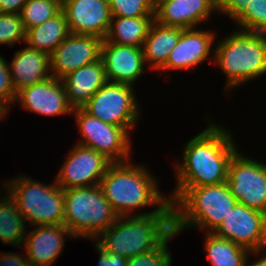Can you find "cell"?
Masks as SVG:
<instances>
[{"label":"cell","mask_w":266,"mask_h":266,"mask_svg":"<svg viewBox=\"0 0 266 266\" xmlns=\"http://www.w3.org/2000/svg\"><path fill=\"white\" fill-rule=\"evenodd\" d=\"M56 176V184L64 190L99 185L113 163L92 148L76 144L68 153Z\"/></svg>","instance_id":"obj_11"},{"label":"cell","mask_w":266,"mask_h":266,"mask_svg":"<svg viewBox=\"0 0 266 266\" xmlns=\"http://www.w3.org/2000/svg\"><path fill=\"white\" fill-rule=\"evenodd\" d=\"M214 39L215 34L209 30L183 29L177 45L172 49L166 64L159 71L186 70L197 67L214 51L211 49Z\"/></svg>","instance_id":"obj_17"},{"label":"cell","mask_w":266,"mask_h":266,"mask_svg":"<svg viewBox=\"0 0 266 266\" xmlns=\"http://www.w3.org/2000/svg\"><path fill=\"white\" fill-rule=\"evenodd\" d=\"M169 199L173 204L174 231L186 228L213 233L238 203L227 182L191 188H175Z\"/></svg>","instance_id":"obj_4"},{"label":"cell","mask_w":266,"mask_h":266,"mask_svg":"<svg viewBox=\"0 0 266 266\" xmlns=\"http://www.w3.org/2000/svg\"><path fill=\"white\" fill-rule=\"evenodd\" d=\"M227 184L239 203L266 214V164L237 151L228 167Z\"/></svg>","instance_id":"obj_10"},{"label":"cell","mask_w":266,"mask_h":266,"mask_svg":"<svg viewBox=\"0 0 266 266\" xmlns=\"http://www.w3.org/2000/svg\"><path fill=\"white\" fill-rule=\"evenodd\" d=\"M250 0H215L217 12L226 14L236 21L246 10Z\"/></svg>","instance_id":"obj_33"},{"label":"cell","mask_w":266,"mask_h":266,"mask_svg":"<svg viewBox=\"0 0 266 266\" xmlns=\"http://www.w3.org/2000/svg\"><path fill=\"white\" fill-rule=\"evenodd\" d=\"M1 198L0 241L7 245L22 246L27 232L24 217L7 192Z\"/></svg>","instance_id":"obj_26"},{"label":"cell","mask_w":266,"mask_h":266,"mask_svg":"<svg viewBox=\"0 0 266 266\" xmlns=\"http://www.w3.org/2000/svg\"><path fill=\"white\" fill-rule=\"evenodd\" d=\"M217 12L215 0H161L155 5L154 20L164 26L195 28Z\"/></svg>","instance_id":"obj_18"},{"label":"cell","mask_w":266,"mask_h":266,"mask_svg":"<svg viewBox=\"0 0 266 266\" xmlns=\"http://www.w3.org/2000/svg\"><path fill=\"white\" fill-rule=\"evenodd\" d=\"M185 144L183 162L176 163V188H191L227 182L228 167L238 151L231 133L216 123Z\"/></svg>","instance_id":"obj_1"},{"label":"cell","mask_w":266,"mask_h":266,"mask_svg":"<svg viewBox=\"0 0 266 266\" xmlns=\"http://www.w3.org/2000/svg\"><path fill=\"white\" fill-rule=\"evenodd\" d=\"M248 260L247 259V262H246V265L245 266H266V256L264 254V256H261V259H259L258 261L252 263V264H248Z\"/></svg>","instance_id":"obj_38"},{"label":"cell","mask_w":266,"mask_h":266,"mask_svg":"<svg viewBox=\"0 0 266 266\" xmlns=\"http://www.w3.org/2000/svg\"><path fill=\"white\" fill-rule=\"evenodd\" d=\"M160 1H161V0H151V2H152L154 5L158 4Z\"/></svg>","instance_id":"obj_39"},{"label":"cell","mask_w":266,"mask_h":266,"mask_svg":"<svg viewBox=\"0 0 266 266\" xmlns=\"http://www.w3.org/2000/svg\"><path fill=\"white\" fill-rule=\"evenodd\" d=\"M108 82L133 86L146 66L142 47L119 45L107 42L101 44V56Z\"/></svg>","instance_id":"obj_16"},{"label":"cell","mask_w":266,"mask_h":266,"mask_svg":"<svg viewBox=\"0 0 266 266\" xmlns=\"http://www.w3.org/2000/svg\"><path fill=\"white\" fill-rule=\"evenodd\" d=\"M150 173L143 165L129 161L110 165L99 186L119 217L132 216L133 210L145 206L173 207Z\"/></svg>","instance_id":"obj_3"},{"label":"cell","mask_w":266,"mask_h":266,"mask_svg":"<svg viewBox=\"0 0 266 266\" xmlns=\"http://www.w3.org/2000/svg\"><path fill=\"white\" fill-rule=\"evenodd\" d=\"M28 0H0V13L20 14Z\"/></svg>","instance_id":"obj_36"},{"label":"cell","mask_w":266,"mask_h":266,"mask_svg":"<svg viewBox=\"0 0 266 266\" xmlns=\"http://www.w3.org/2000/svg\"><path fill=\"white\" fill-rule=\"evenodd\" d=\"M133 215L119 217L94 241L107 252L129 259L158 248L174 232L173 207Z\"/></svg>","instance_id":"obj_2"},{"label":"cell","mask_w":266,"mask_h":266,"mask_svg":"<svg viewBox=\"0 0 266 266\" xmlns=\"http://www.w3.org/2000/svg\"><path fill=\"white\" fill-rule=\"evenodd\" d=\"M70 34L66 16L61 10L56 16L26 32V45L49 56Z\"/></svg>","instance_id":"obj_23"},{"label":"cell","mask_w":266,"mask_h":266,"mask_svg":"<svg viewBox=\"0 0 266 266\" xmlns=\"http://www.w3.org/2000/svg\"><path fill=\"white\" fill-rule=\"evenodd\" d=\"M9 68L11 80L17 92L52 76L49 74L51 73L50 56L28 45L15 52Z\"/></svg>","instance_id":"obj_21"},{"label":"cell","mask_w":266,"mask_h":266,"mask_svg":"<svg viewBox=\"0 0 266 266\" xmlns=\"http://www.w3.org/2000/svg\"><path fill=\"white\" fill-rule=\"evenodd\" d=\"M95 248L98 250V266H127L128 259L117 255L116 253L107 252L97 242Z\"/></svg>","instance_id":"obj_34"},{"label":"cell","mask_w":266,"mask_h":266,"mask_svg":"<svg viewBox=\"0 0 266 266\" xmlns=\"http://www.w3.org/2000/svg\"><path fill=\"white\" fill-rule=\"evenodd\" d=\"M65 236L73 237L64 224L37 226L22 244L27 260L32 266H51L64 248Z\"/></svg>","instance_id":"obj_19"},{"label":"cell","mask_w":266,"mask_h":266,"mask_svg":"<svg viewBox=\"0 0 266 266\" xmlns=\"http://www.w3.org/2000/svg\"><path fill=\"white\" fill-rule=\"evenodd\" d=\"M82 139L77 144L92 148L113 163L130 161L129 132L91 116L83 108L73 109Z\"/></svg>","instance_id":"obj_9"},{"label":"cell","mask_w":266,"mask_h":266,"mask_svg":"<svg viewBox=\"0 0 266 266\" xmlns=\"http://www.w3.org/2000/svg\"><path fill=\"white\" fill-rule=\"evenodd\" d=\"M16 101L25 110L39 115L58 116L73 113L62 80L53 76L19 90Z\"/></svg>","instance_id":"obj_15"},{"label":"cell","mask_w":266,"mask_h":266,"mask_svg":"<svg viewBox=\"0 0 266 266\" xmlns=\"http://www.w3.org/2000/svg\"><path fill=\"white\" fill-rule=\"evenodd\" d=\"M112 16L144 17L155 15L151 0H108Z\"/></svg>","instance_id":"obj_29"},{"label":"cell","mask_w":266,"mask_h":266,"mask_svg":"<svg viewBox=\"0 0 266 266\" xmlns=\"http://www.w3.org/2000/svg\"><path fill=\"white\" fill-rule=\"evenodd\" d=\"M25 256V257H23ZM0 266H32L26 255H18L15 252L0 254Z\"/></svg>","instance_id":"obj_35"},{"label":"cell","mask_w":266,"mask_h":266,"mask_svg":"<svg viewBox=\"0 0 266 266\" xmlns=\"http://www.w3.org/2000/svg\"><path fill=\"white\" fill-rule=\"evenodd\" d=\"M133 88L128 84L107 81L83 109L105 123L130 132L141 115Z\"/></svg>","instance_id":"obj_8"},{"label":"cell","mask_w":266,"mask_h":266,"mask_svg":"<svg viewBox=\"0 0 266 266\" xmlns=\"http://www.w3.org/2000/svg\"><path fill=\"white\" fill-rule=\"evenodd\" d=\"M69 32L105 39L112 14L108 0H62Z\"/></svg>","instance_id":"obj_14"},{"label":"cell","mask_w":266,"mask_h":266,"mask_svg":"<svg viewBox=\"0 0 266 266\" xmlns=\"http://www.w3.org/2000/svg\"><path fill=\"white\" fill-rule=\"evenodd\" d=\"M182 28L164 26L153 21L142 49L146 65L159 71L167 62L172 49L177 45Z\"/></svg>","instance_id":"obj_22"},{"label":"cell","mask_w":266,"mask_h":266,"mask_svg":"<svg viewBox=\"0 0 266 266\" xmlns=\"http://www.w3.org/2000/svg\"><path fill=\"white\" fill-rule=\"evenodd\" d=\"M177 235L175 231L156 249L128 259L127 266H171L172 255L168 242Z\"/></svg>","instance_id":"obj_31"},{"label":"cell","mask_w":266,"mask_h":266,"mask_svg":"<svg viewBox=\"0 0 266 266\" xmlns=\"http://www.w3.org/2000/svg\"><path fill=\"white\" fill-rule=\"evenodd\" d=\"M236 22L242 30L266 33V0H250Z\"/></svg>","instance_id":"obj_28"},{"label":"cell","mask_w":266,"mask_h":266,"mask_svg":"<svg viewBox=\"0 0 266 266\" xmlns=\"http://www.w3.org/2000/svg\"><path fill=\"white\" fill-rule=\"evenodd\" d=\"M154 16L117 17L112 16L105 40L119 45L142 47Z\"/></svg>","instance_id":"obj_24"},{"label":"cell","mask_w":266,"mask_h":266,"mask_svg":"<svg viewBox=\"0 0 266 266\" xmlns=\"http://www.w3.org/2000/svg\"><path fill=\"white\" fill-rule=\"evenodd\" d=\"M9 108L10 106L6 102L0 99V119H4V117H6Z\"/></svg>","instance_id":"obj_37"},{"label":"cell","mask_w":266,"mask_h":266,"mask_svg":"<svg viewBox=\"0 0 266 266\" xmlns=\"http://www.w3.org/2000/svg\"><path fill=\"white\" fill-rule=\"evenodd\" d=\"M119 216L99 185L64 190L63 224L75 237L96 240Z\"/></svg>","instance_id":"obj_6"},{"label":"cell","mask_w":266,"mask_h":266,"mask_svg":"<svg viewBox=\"0 0 266 266\" xmlns=\"http://www.w3.org/2000/svg\"><path fill=\"white\" fill-rule=\"evenodd\" d=\"M103 39L93 35L70 33L50 55V71L62 79L82 66L100 59Z\"/></svg>","instance_id":"obj_13"},{"label":"cell","mask_w":266,"mask_h":266,"mask_svg":"<svg viewBox=\"0 0 266 266\" xmlns=\"http://www.w3.org/2000/svg\"><path fill=\"white\" fill-rule=\"evenodd\" d=\"M17 91L11 80L9 64L0 56V99L9 106L16 103Z\"/></svg>","instance_id":"obj_32"},{"label":"cell","mask_w":266,"mask_h":266,"mask_svg":"<svg viewBox=\"0 0 266 266\" xmlns=\"http://www.w3.org/2000/svg\"><path fill=\"white\" fill-rule=\"evenodd\" d=\"M26 42V31L20 14L0 13V45L14 46Z\"/></svg>","instance_id":"obj_30"},{"label":"cell","mask_w":266,"mask_h":266,"mask_svg":"<svg viewBox=\"0 0 266 266\" xmlns=\"http://www.w3.org/2000/svg\"><path fill=\"white\" fill-rule=\"evenodd\" d=\"M4 183L9 196L16 202L25 222L33 226L60 225L64 221V189L44 184L20 174Z\"/></svg>","instance_id":"obj_7"},{"label":"cell","mask_w":266,"mask_h":266,"mask_svg":"<svg viewBox=\"0 0 266 266\" xmlns=\"http://www.w3.org/2000/svg\"><path fill=\"white\" fill-rule=\"evenodd\" d=\"M215 64L226 75V91L266 73V33L239 29L214 49Z\"/></svg>","instance_id":"obj_5"},{"label":"cell","mask_w":266,"mask_h":266,"mask_svg":"<svg viewBox=\"0 0 266 266\" xmlns=\"http://www.w3.org/2000/svg\"><path fill=\"white\" fill-rule=\"evenodd\" d=\"M67 99L73 109L83 108L91 97L107 82L102 59L82 66L62 79Z\"/></svg>","instance_id":"obj_20"},{"label":"cell","mask_w":266,"mask_h":266,"mask_svg":"<svg viewBox=\"0 0 266 266\" xmlns=\"http://www.w3.org/2000/svg\"><path fill=\"white\" fill-rule=\"evenodd\" d=\"M250 251L266 247V214L237 203L213 232Z\"/></svg>","instance_id":"obj_12"},{"label":"cell","mask_w":266,"mask_h":266,"mask_svg":"<svg viewBox=\"0 0 266 266\" xmlns=\"http://www.w3.org/2000/svg\"><path fill=\"white\" fill-rule=\"evenodd\" d=\"M206 234L205 251L212 266H245L249 255H258L266 250V247H263L260 250L250 251L214 233Z\"/></svg>","instance_id":"obj_25"},{"label":"cell","mask_w":266,"mask_h":266,"mask_svg":"<svg viewBox=\"0 0 266 266\" xmlns=\"http://www.w3.org/2000/svg\"><path fill=\"white\" fill-rule=\"evenodd\" d=\"M62 10L59 0H28L20 12L25 31L41 25Z\"/></svg>","instance_id":"obj_27"}]
</instances>
